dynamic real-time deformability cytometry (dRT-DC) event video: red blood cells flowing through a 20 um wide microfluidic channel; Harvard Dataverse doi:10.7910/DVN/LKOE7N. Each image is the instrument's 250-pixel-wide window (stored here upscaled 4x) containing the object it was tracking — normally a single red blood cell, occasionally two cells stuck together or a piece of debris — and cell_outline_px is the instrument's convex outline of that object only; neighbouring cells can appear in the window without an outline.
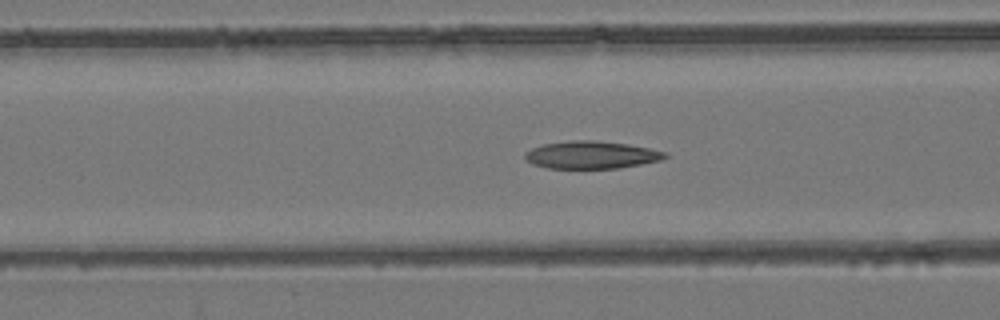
{"species": "common noctule bat (a hibernating species)", "species_latin": "Nyctalus noctula", "temperature_condition": "room temperature", "stored_images_in_passage": 54, "camera_frame_rate_fps": 3000, "um_per_image_px": 0.085, "animal": {"sex": "female", "body_mass_g": 24.6, "forearm_length_mm": 56.2}, "frame": {"image": 1, "passage_image": 22, "time_ms": 7.0, "image_size_px": [1000, 320], "cell_outline_px": [[668, 156], [660, 160], [620, 168], [548, 168], [532, 164], [524, 156], [524, 152], [532, 148], [544, 144], [572, 140], [592, 140], [624, 144], [648, 148], [664, 152]], "centroid_in_image_um": [50.22, 13.17], "position_along_channel_um": 116.4, "area_um2": 22.14}}
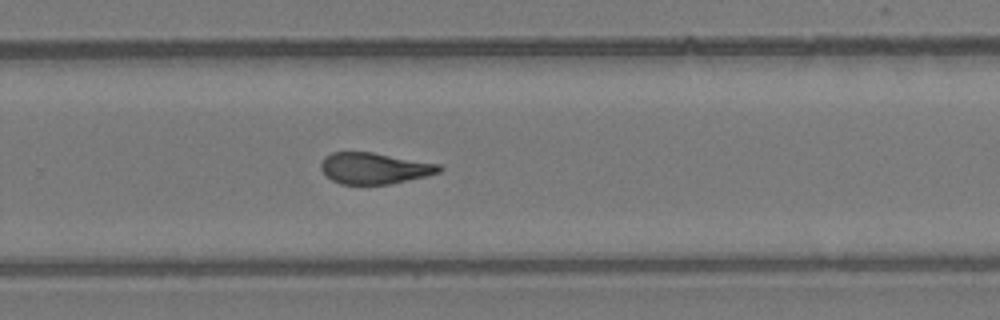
{"frame": {"image": 2, "passage_image": 36, "time_ms": 11.667, "image_size_px": [1000, 320], "cell_outline_px": [[444, 168], [440, 172], [424, 176], [388, 184], [340, 184], [332, 180], [320, 168], [320, 164], [324, 156], [332, 152], [372, 152], [440, 164]], "centroid_in_image_um": [31.81, 14.29], "position_along_channel_um": 298.0, "area_um2": 21.39}}
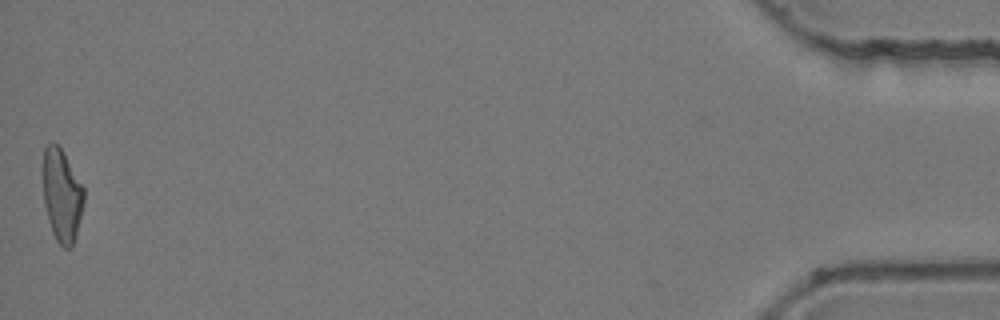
{"frame": {"image": 3, "passage_image": 54, "time_ms": 17.667, "image_size_px": [1000, 320], "cell_outline_px": [[84, 204], [76, 236], [72, 244], [68, 248], [64, 248], [56, 240], [52, 232], [48, 220], [44, 204], [44, 148], [52, 140], [60, 148], [84, 188]], "centroid_in_image_um": [5.27, 16.63], "position_along_channel_um": 429.9, "area_um2": 21.73}, "authors_computed_cell_mechanics": {"area_um2": 22.3108, "velocity_mm_per_s": 3.8993, "shape_relaxation_time_tau1_ms": null, "shape_relaxation_time_tau2_ms": 3.4187, "deformation_change_tau1": null, "deformation_change_tau2": 0.1318}}